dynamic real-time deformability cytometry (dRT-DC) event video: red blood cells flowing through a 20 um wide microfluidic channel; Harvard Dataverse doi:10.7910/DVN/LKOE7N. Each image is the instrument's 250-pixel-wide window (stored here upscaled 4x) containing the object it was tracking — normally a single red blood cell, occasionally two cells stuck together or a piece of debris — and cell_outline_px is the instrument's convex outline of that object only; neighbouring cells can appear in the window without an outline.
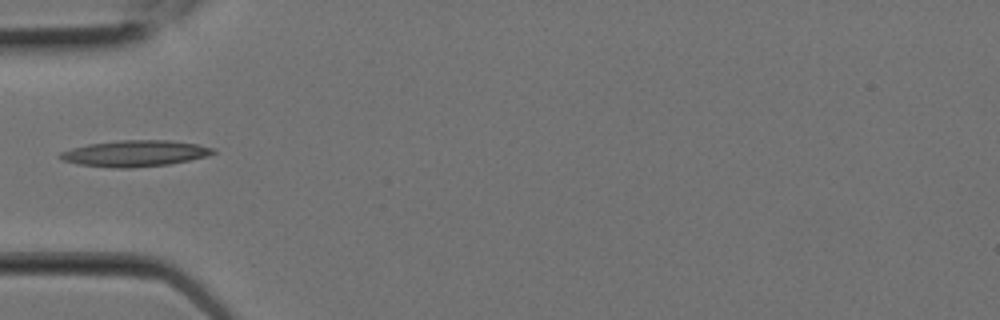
{"species": "Egyptian fruit bat (a non-hibernating species)", "species_latin": "Rousettus aegyptiacus", "temperature_condition": "room temperature", "stored_images_in_passage": 4, "camera_frame_rate_fps": 3000, "um_per_image_px": 0.085, "animal": {"sex": "female"}, "frame": {"image": 1, "passage_image": 2, "time_ms": 0.333, "image_size_px": [1000, 320], "cell_outline_px": [[216, 152], [208, 156], [168, 164], [132, 168], [112, 168], [80, 164], [64, 160], [56, 156], [60, 152], [72, 148], [88, 144], [120, 140], [168, 140], [196, 144], [216, 148]], "centroid_in_image_um": [11.48, 13.04], "position_along_channel_um": 73.5, "area_um2": 23.29}}
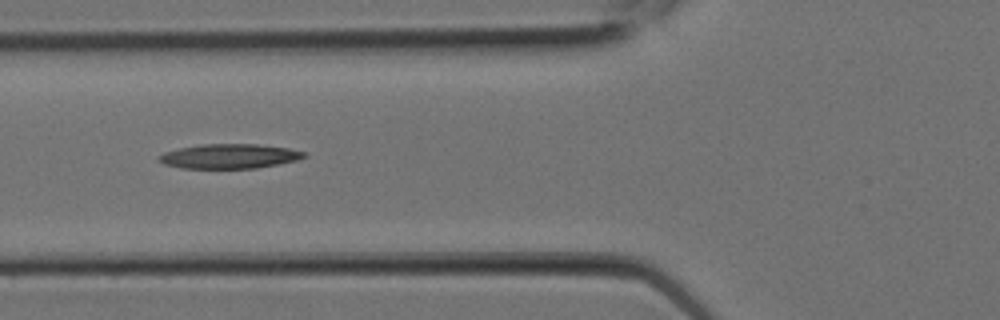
{"frame": {"image": 2, "passage_image": 3, "time_ms": 0.667, "image_size_px": [1000, 320], "cell_outline_px": [[308, 156], [296, 160], [256, 168], [180, 168], [164, 164], [156, 160], [156, 156], [164, 152], [180, 148], [200, 144], [256, 144], [288, 148], [304, 152]], "centroid_in_image_um": [19.43, 13.28], "position_along_channel_um": 106.4, "area_um2": 20.75}}
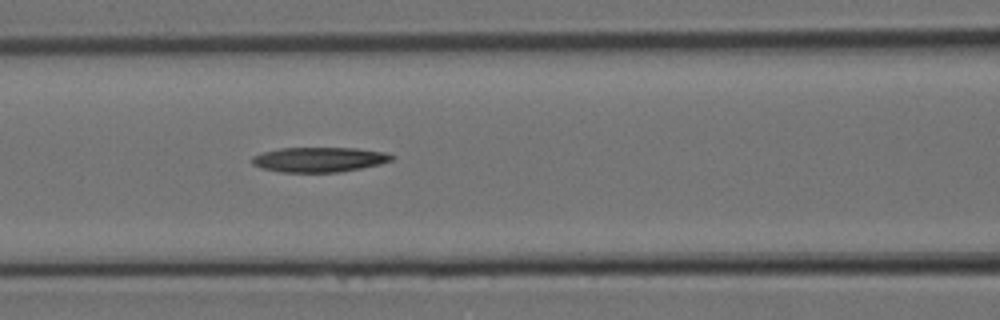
{"frame": {"image": 3, "passage_image": 4, "time_ms": 1.0, "image_size_px": [1000, 320], "cell_outline_px": [[396, 156], [392, 160], [380, 164], [340, 172], [280, 172], [260, 168], [252, 164], [252, 156], [264, 152], [280, 148], [356, 148], [388, 152]], "centroid_in_image_um": [27.15, 13.56], "position_along_channel_um": 139.4, "area_um2": 20.35}}